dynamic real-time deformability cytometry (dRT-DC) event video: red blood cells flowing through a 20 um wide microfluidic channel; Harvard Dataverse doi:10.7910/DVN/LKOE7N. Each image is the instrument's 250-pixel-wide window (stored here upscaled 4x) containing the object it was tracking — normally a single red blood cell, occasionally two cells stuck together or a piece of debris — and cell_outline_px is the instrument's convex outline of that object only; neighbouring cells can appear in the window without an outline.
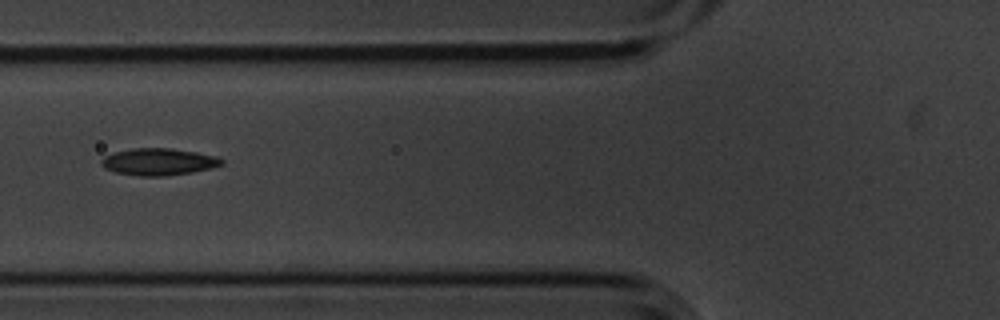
{"species": "common noctule bat (a hibernating species)", "species_latin": "Nyctalus noctula", "temperature_condition": "cold", "stored_images_in_passage": 3, "camera_frame_rate_fps": 3000, "um_per_image_px": 0.085, "animal": {"sex": "male", "body_mass_g": 20.1, "forearm_length_mm": 53.5}, "frame": {"image": 1, "passage_image": 3, "time_ms": 0.667, "image_size_px": [1000, 320], "cell_outline_px": [[224, 164], [192, 172], [164, 176], [140, 176], [116, 172], [104, 168], [100, 164], [100, 160], [104, 156], [116, 152], [132, 148], [172, 148], [196, 152], [216, 156], [224, 160]], "centroid_in_image_um": [13.46, 13.75], "position_along_channel_um": 112.3, "area_um2": 18.84}}